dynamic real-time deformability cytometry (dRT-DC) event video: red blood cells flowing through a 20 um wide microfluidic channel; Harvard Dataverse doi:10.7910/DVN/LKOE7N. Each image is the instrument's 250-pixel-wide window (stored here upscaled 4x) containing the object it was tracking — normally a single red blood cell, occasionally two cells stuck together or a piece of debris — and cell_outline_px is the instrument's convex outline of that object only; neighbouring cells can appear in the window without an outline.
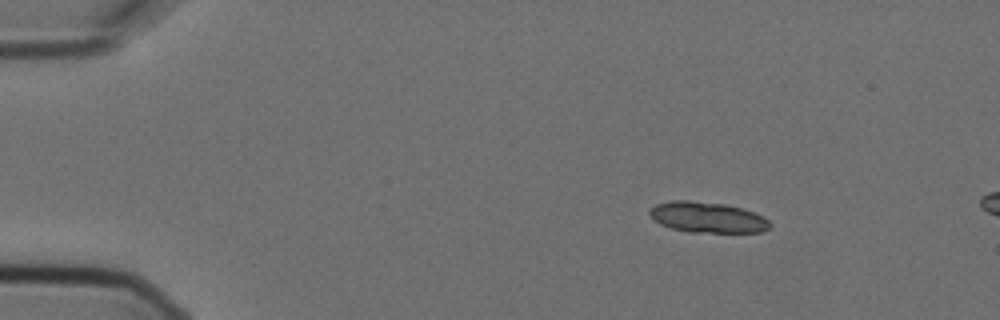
{"species": "Egyptian fruit bat (a non-hibernating species)", "species_latin": "Rousettus aegyptiacus", "temperature_condition": "cold", "stored_images_in_passage": 4, "camera_frame_rate_fps": 3000, "um_per_image_px": 0.085, "animal": {"sex": "female"}, "frame": {"image": 1, "passage_image": 2, "time_ms": 0.333, "image_size_px": [1000, 320], "cell_outline_px": [[772, 228], [760, 232], [688, 232], [672, 228], [660, 224], [652, 220], [648, 212], [648, 208], [656, 204], [672, 200], [688, 200], [724, 204], [740, 208], [764, 216], [772, 224]], "centroid_in_image_um": [60.1, 18.47], "position_along_channel_um": 24.9, "area_um2": 21.68}}